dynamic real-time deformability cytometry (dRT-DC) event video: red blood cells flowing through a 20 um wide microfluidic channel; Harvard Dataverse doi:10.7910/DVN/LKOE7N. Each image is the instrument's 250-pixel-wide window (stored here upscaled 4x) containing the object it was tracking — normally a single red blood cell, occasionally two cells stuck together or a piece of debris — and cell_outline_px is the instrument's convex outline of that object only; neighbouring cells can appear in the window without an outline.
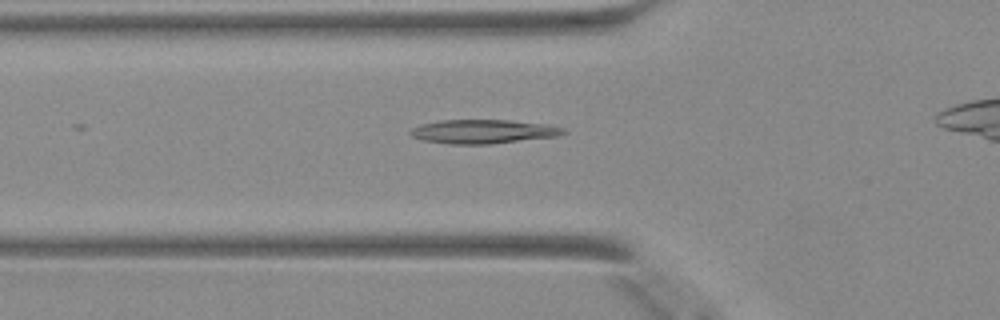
{"species": "Egyptian fruit bat (a non-hibernating species)", "species_latin": "Rousettus aegyptiacus", "temperature_condition": "warm", "stored_images_in_passage": 13, "camera_frame_rate_fps": 3000, "um_per_image_px": 0.085, "animal": {"sex": "female"}, "frame": {"image": 1, "passage_image": 8, "time_ms": 2.333, "image_size_px": [1000, 320], "cell_outline_px": [[568, 132], [556, 136], [492, 144], [448, 144], [424, 140], [412, 136], [408, 132], [412, 128], [420, 124], [440, 120], [512, 120], [548, 124], [564, 128]], "centroid_in_image_um": [41.08, 11.17], "position_along_channel_um": 84.7, "area_um2": 21.44}}
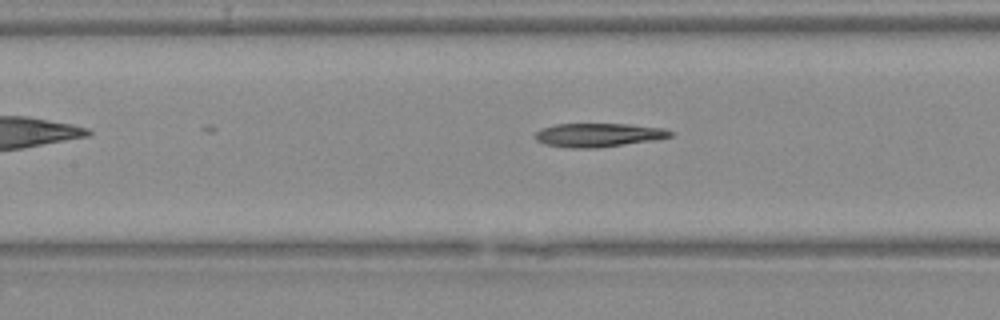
{"frame": {"image": 2, "passage_image": 13, "time_ms": 4.0, "image_size_px": [1000, 320], "cell_outline_px": [[672, 136], [656, 140], [600, 148], [568, 148], [544, 144], [536, 140], [532, 136], [540, 128], [556, 124], [628, 124], [664, 128], [672, 132]], "centroid_in_image_um": [50.83, 11.48], "position_along_channel_um": 156.6, "area_um2": 18.96}}